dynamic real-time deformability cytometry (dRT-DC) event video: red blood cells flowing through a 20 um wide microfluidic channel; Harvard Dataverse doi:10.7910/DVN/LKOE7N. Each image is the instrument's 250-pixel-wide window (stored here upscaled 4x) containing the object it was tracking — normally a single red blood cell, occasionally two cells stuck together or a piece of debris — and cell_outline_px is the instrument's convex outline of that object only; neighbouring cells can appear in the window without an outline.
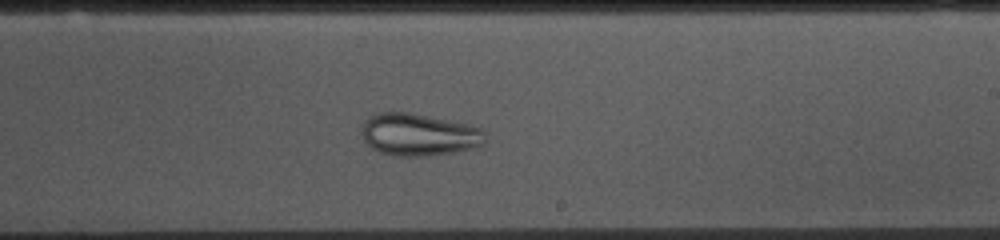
{"species": "common noctule bat (a hibernating species)", "species_latin": "Nyctalus noctula", "temperature_condition": "cold", "stored_images_in_passage": 54, "camera_frame_rate_fps": 3000, "um_per_image_px": 0.085, "animal": {"sex": "female", "body_mass_g": 10.0, "forearm_length_mm": 53.1}, "frame": {"image": 1, "passage_image": 31, "time_ms": 10.0, "image_size_px": [1000, 240], "cell_outline_px": [[488, 136], [484, 144], [452, 152], [428, 156], [396, 156], [380, 152], [372, 148], [364, 140], [360, 132], [364, 120], [368, 116], [380, 112], [408, 112], [468, 124], [484, 128]], "centroid_in_image_um": [35.6, 11.43], "position_along_channel_um": 253.4, "area_um2": 30.63}}
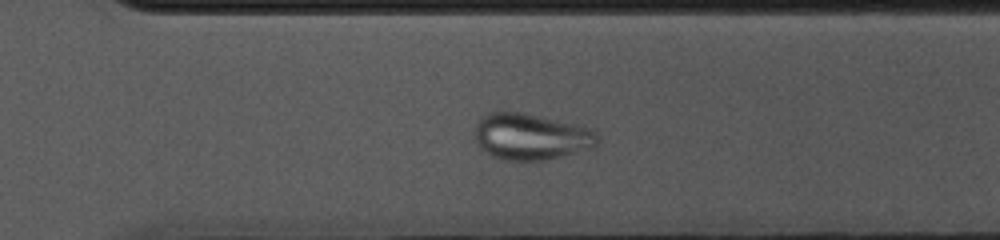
{"frame": {"image": 2, "passage_image": 37, "time_ms": 12.0, "image_size_px": [1000, 240], "cell_outline_px": [[600, 140], [596, 148], [544, 160], [504, 160], [492, 156], [480, 148], [472, 132], [480, 116], [488, 112], [520, 112], [576, 124], [592, 128]], "centroid_in_image_um": [45.13, 11.61], "position_along_channel_um": 325.5, "area_um2": 33.52}}
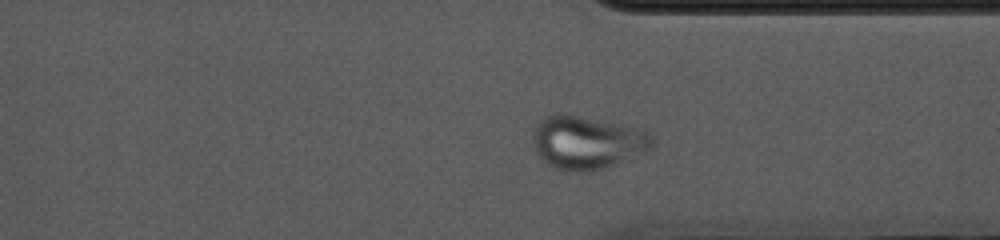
{"frame": {"image": 3, "passage_image": 40, "time_ms": 13.0, "image_size_px": [1000, 240], "cell_outline_px": [[652, 144], [644, 152], [604, 168], [588, 172], [572, 172], [556, 168], [548, 164], [536, 152], [532, 144], [532, 132], [536, 124], [544, 116], [560, 112], [564, 112], [620, 124], [636, 128], [648, 132], [652, 136]], "centroid_in_image_um": [49.82, 12.08], "position_along_channel_um": 361.6, "area_um2": 37.05}}